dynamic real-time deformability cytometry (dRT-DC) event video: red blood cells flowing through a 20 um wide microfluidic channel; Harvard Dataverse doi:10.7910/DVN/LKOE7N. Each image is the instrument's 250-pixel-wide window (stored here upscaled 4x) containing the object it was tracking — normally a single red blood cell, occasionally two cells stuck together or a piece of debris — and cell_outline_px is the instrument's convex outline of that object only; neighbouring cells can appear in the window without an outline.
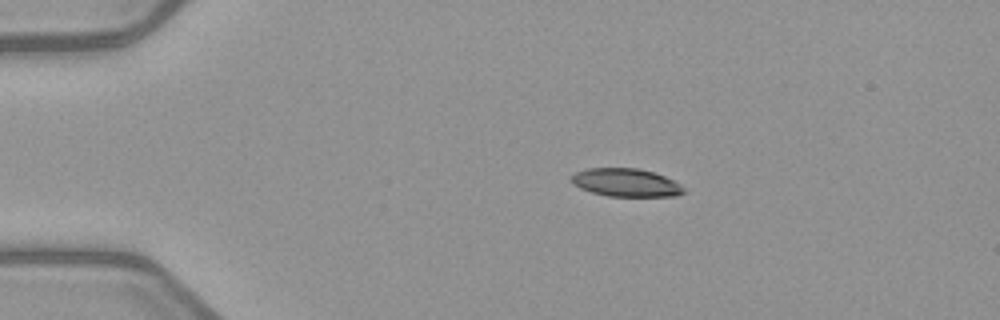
{"species": "common noctule bat (a hibernating species)", "species_latin": "Nyctalus noctula", "temperature_condition": "warm", "stored_images_in_passage": 5, "camera_frame_rate_fps": 3000, "um_per_image_px": 0.085, "animal": {"sex": "female", "body_mass_g": 21.9}, "frame": {"image": 1, "passage_image": 2, "time_ms": 1.333, "image_size_px": [1000, 320], "cell_outline_px": [[684, 192], [676, 196], [608, 196], [592, 192], [580, 188], [572, 184], [568, 180], [576, 172], [588, 168], [636, 168], [652, 172], [664, 176], [680, 184], [684, 188]], "centroid_in_image_um": [53.17, 15.52], "position_along_channel_um": 31.8, "area_um2": 18.32}}
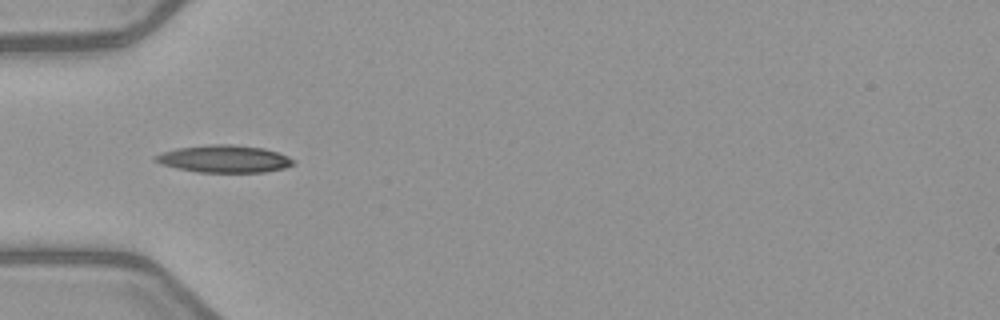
{"frame": {"image": 2, "passage_image": 4, "time_ms": 3.667, "image_size_px": [1000, 320], "cell_outline_px": [[296, 164], [284, 168], [264, 172], [196, 172], [176, 168], [160, 164], [152, 160], [152, 156], [176, 148], [208, 144], [232, 144], [264, 148], [288, 156], [296, 160]], "centroid_in_image_um": [19.04, 13.5], "position_along_channel_um": 66.0, "area_um2": 22.25}}
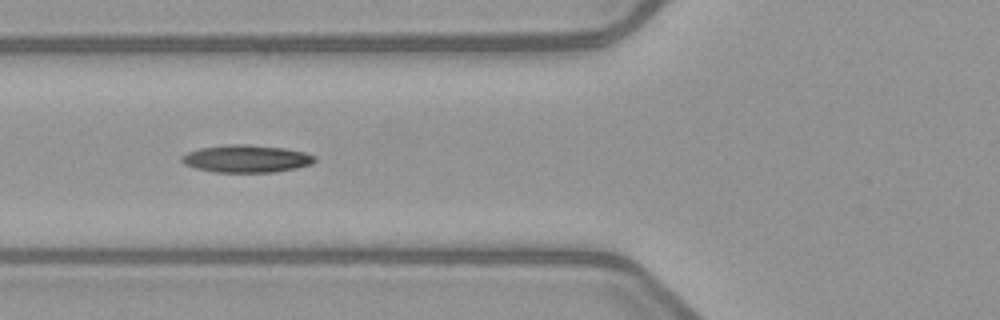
{"frame": {"image": 3, "passage_image": 5, "time_ms": 4.667, "image_size_px": [1000, 320], "cell_outline_px": [[316, 160], [312, 164], [296, 168], [276, 172], [216, 172], [196, 168], [184, 164], [180, 160], [180, 156], [188, 152], [200, 148], [228, 144], [248, 144], [284, 148], [304, 152], [316, 156]], "centroid_in_image_um": [20.94, 13.49], "position_along_channel_um": 104.9, "area_um2": 21.39}}